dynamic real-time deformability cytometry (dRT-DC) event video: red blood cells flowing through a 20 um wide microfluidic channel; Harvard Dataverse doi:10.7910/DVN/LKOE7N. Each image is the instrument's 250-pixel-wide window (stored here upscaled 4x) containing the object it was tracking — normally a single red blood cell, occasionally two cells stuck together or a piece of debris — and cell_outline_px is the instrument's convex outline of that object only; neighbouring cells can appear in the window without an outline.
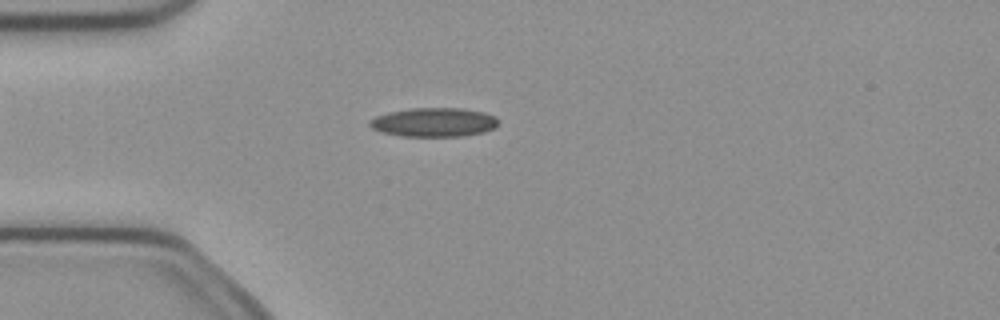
{"species": "common noctule bat (a hibernating species)", "species_latin": "Nyctalus noctula", "temperature_condition": "cold", "stored_images_in_passage": 3, "camera_frame_rate_fps": 3000, "um_per_image_px": 0.085, "animal": {"sex": "female", "body_mass_g": 21.9}, "frame": {"image": 1, "passage_image": 2, "time_ms": 0.333, "image_size_px": [1000, 320], "cell_outline_px": [[500, 120], [496, 128], [484, 132], [464, 136], [404, 136], [380, 132], [372, 128], [368, 124], [368, 120], [376, 116], [388, 112], [408, 108], [464, 108], [484, 112], [496, 116]], "centroid_in_image_um": [36.91, 10.38], "position_along_channel_um": 48.1, "area_um2": 22.08}}